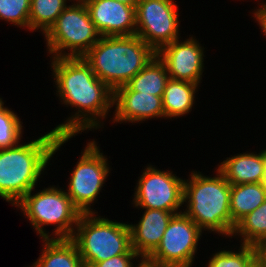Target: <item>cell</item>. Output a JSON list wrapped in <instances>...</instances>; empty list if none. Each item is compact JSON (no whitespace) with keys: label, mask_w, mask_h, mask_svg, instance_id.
<instances>
[{"label":"cell","mask_w":266,"mask_h":267,"mask_svg":"<svg viewBox=\"0 0 266 267\" xmlns=\"http://www.w3.org/2000/svg\"><path fill=\"white\" fill-rule=\"evenodd\" d=\"M50 59L60 102L77 110L52 130L59 136H76L102 128L103 119L113 107V91L95 75L83 57Z\"/></svg>","instance_id":"cell-1"},{"label":"cell","mask_w":266,"mask_h":267,"mask_svg":"<svg viewBox=\"0 0 266 267\" xmlns=\"http://www.w3.org/2000/svg\"><path fill=\"white\" fill-rule=\"evenodd\" d=\"M73 137L59 136L51 130L38 139L1 149L0 197L15 207L29 191L35 189L51 158Z\"/></svg>","instance_id":"cell-2"},{"label":"cell","mask_w":266,"mask_h":267,"mask_svg":"<svg viewBox=\"0 0 266 267\" xmlns=\"http://www.w3.org/2000/svg\"><path fill=\"white\" fill-rule=\"evenodd\" d=\"M215 176H205L192 171L184 180L183 212L204 232H212L222 237L232 238V218L230 213L231 184L217 169Z\"/></svg>","instance_id":"cell-3"},{"label":"cell","mask_w":266,"mask_h":267,"mask_svg":"<svg viewBox=\"0 0 266 267\" xmlns=\"http://www.w3.org/2000/svg\"><path fill=\"white\" fill-rule=\"evenodd\" d=\"M157 53L139 36H102L83 56L112 91L126 85Z\"/></svg>","instance_id":"cell-4"},{"label":"cell","mask_w":266,"mask_h":267,"mask_svg":"<svg viewBox=\"0 0 266 267\" xmlns=\"http://www.w3.org/2000/svg\"><path fill=\"white\" fill-rule=\"evenodd\" d=\"M34 190L29 191L15 206L27 217L40 238L71 239L81 211L59 186H49L32 194ZM50 225L55 226L53 235L44 228Z\"/></svg>","instance_id":"cell-5"},{"label":"cell","mask_w":266,"mask_h":267,"mask_svg":"<svg viewBox=\"0 0 266 267\" xmlns=\"http://www.w3.org/2000/svg\"><path fill=\"white\" fill-rule=\"evenodd\" d=\"M96 214L82 213L71 237L85 267L117 255L137 254L132 249L128 223Z\"/></svg>","instance_id":"cell-6"},{"label":"cell","mask_w":266,"mask_h":267,"mask_svg":"<svg viewBox=\"0 0 266 267\" xmlns=\"http://www.w3.org/2000/svg\"><path fill=\"white\" fill-rule=\"evenodd\" d=\"M50 58L83 57L102 37L85 3H72L44 35ZM67 52H66V51Z\"/></svg>","instance_id":"cell-7"},{"label":"cell","mask_w":266,"mask_h":267,"mask_svg":"<svg viewBox=\"0 0 266 267\" xmlns=\"http://www.w3.org/2000/svg\"><path fill=\"white\" fill-rule=\"evenodd\" d=\"M96 143L94 140L87 142L71 171L68 188L65 190L81 213H95L91 204L98 198L111 170L107 156L100 151Z\"/></svg>","instance_id":"cell-8"},{"label":"cell","mask_w":266,"mask_h":267,"mask_svg":"<svg viewBox=\"0 0 266 267\" xmlns=\"http://www.w3.org/2000/svg\"><path fill=\"white\" fill-rule=\"evenodd\" d=\"M202 233L184 212L174 214L160 244L144 262L154 267H191Z\"/></svg>","instance_id":"cell-9"},{"label":"cell","mask_w":266,"mask_h":267,"mask_svg":"<svg viewBox=\"0 0 266 267\" xmlns=\"http://www.w3.org/2000/svg\"><path fill=\"white\" fill-rule=\"evenodd\" d=\"M134 188L133 207L138 209H159L171 213L183 212L184 180L173 171H162L147 165Z\"/></svg>","instance_id":"cell-10"},{"label":"cell","mask_w":266,"mask_h":267,"mask_svg":"<svg viewBox=\"0 0 266 267\" xmlns=\"http://www.w3.org/2000/svg\"><path fill=\"white\" fill-rule=\"evenodd\" d=\"M177 8L174 0H140L136 7V35L156 53L180 39Z\"/></svg>","instance_id":"cell-11"},{"label":"cell","mask_w":266,"mask_h":267,"mask_svg":"<svg viewBox=\"0 0 266 267\" xmlns=\"http://www.w3.org/2000/svg\"><path fill=\"white\" fill-rule=\"evenodd\" d=\"M204 50L195 37L185 41L176 39L163 46L157 56L164 62L169 77L200 84L204 72Z\"/></svg>","instance_id":"cell-12"},{"label":"cell","mask_w":266,"mask_h":267,"mask_svg":"<svg viewBox=\"0 0 266 267\" xmlns=\"http://www.w3.org/2000/svg\"><path fill=\"white\" fill-rule=\"evenodd\" d=\"M85 5L101 36L136 35V8L116 0H86Z\"/></svg>","instance_id":"cell-13"},{"label":"cell","mask_w":266,"mask_h":267,"mask_svg":"<svg viewBox=\"0 0 266 267\" xmlns=\"http://www.w3.org/2000/svg\"><path fill=\"white\" fill-rule=\"evenodd\" d=\"M113 123H141L164 118L162 97L133 91L127 84L113 91Z\"/></svg>","instance_id":"cell-14"},{"label":"cell","mask_w":266,"mask_h":267,"mask_svg":"<svg viewBox=\"0 0 266 267\" xmlns=\"http://www.w3.org/2000/svg\"><path fill=\"white\" fill-rule=\"evenodd\" d=\"M177 213L145 209L138 224H128L132 249L145 260L160 244L172 216Z\"/></svg>","instance_id":"cell-15"},{"label":"cell","mask_w":266,"mask_h":267,"mask_svg":"<svg viewBox=\"0 0 266 267\" xmlns=\"http://www.w3.org/2000/svg\"><path fill=\"white\" fill-rule=\"evenodd\" d=\"M231 185L263 183L265 175L264 150L245 152L227 157L217 168Z\"/></svg>","instance_id":"cell-16"},{"label":"cell","mask_w":266,"mask_h":267,"mask_svg":"<svg viewBox=\"0 0 266 267\" xmlns=\"http://www.w3.org/2000/svg\"><path fill=\"white\" fill-rule=\"evenodd\" d=\"M188 81L169 78L162 97L164 118L175 119L188 115L195 103V95L200 87Z\"/></svg>","instance_id":"cell-17"},{"label":"cell","mask_w":266,"mask_h":267,"mask_svg":"<svg viewBox=\"0 0 266 267\" xmlns=\"http://www.w3.org/2000/svg\"><path fill=\"white\" fill-rule=\"evenodd\" d=\"M41 240L42 253L31 267H85L77 246L71 239Z\"/></svg>","instance_id":"cell-18"},{"label":"cell","mask_w":266,"mask_h":267,"mask_svg":"<svg viewBox=\"0 0 266 267\" xmlns=\"http://www.w3.org/2000/svg\"><path fill=\"white\" fill-rule=\"evenodd\" d=\"M265 200L266 185L264 183L231 185L230 213L232 234L236 224L247 214L258 208Z\"/></svg>","instance_id":"cell-19"},{"label":"cell","mask_w":266,"mask_h":267,"mask_svg":"<svg viewBox=\"0 0 266 267\" xmlns=\"http://www.w3.org/2000/svg\"><path fill=\"white\" fill-rule=\"evenodd\" d=\"M169 74L164 62L157 56L138 73L127 85L133 90L163 97Z\"/></svg>","instance_id":"cell-20"},{"label":"cell","mask_w":266,"mask_h":267,"mask_svg":"<svg viewBox=\"0 0 266 267\" xmlns=\"http://www.w3.org/2000/svg\"><path fill=\"white\" fill-rule=\"evenodd\" d=\"M67 7V0H31L29 30L45 35Z\"/></svg>","instance_id":"cell-21"},{"label":"cell","mask_w":266,"mask_h":267,"mask_svg":"<svg viewBox=\"0 0 266 267\" xmlns=\"http://www.w3.org/2000/svg\"><path fill=\"white\" fill-rule=\"evenodd\" d=\"M237 235L241 244L246 245H253L266 236V200L236 224L232 238Z\"/></svg>","instance_id":"cell-22"},{"label":"cell","mask_w":266,"mask_h":267,"mask_svg":"<svg viewBox=\"0 0 266 267\" xmlns=\"http://www.w3.org/2000/svg\"><path fill=\"white\" fill-rule=\"evenodd\" d=\"M207 267H255V253L252 245L240 244L239 249L215 252Z\"/></svg>","instance_id":"cell-23"},{"label":"cell","mask_w":266,"mask_h":267,"mask_svg":"<svg viewBox=\"0 0 266 267\" xmlns=\"http://www.w3.org/2000/svg\"><path fill=\"white\" fill-rule=\"evenodd\" d=\"M21 119L8 107L0 108V150L16 146L24 132Z\"/></svg>","instance_id":"cell-24"},{"label":"cell","mask_w":266,"mask_h":267,"mask_svg":"<svg viewBox=\"0 0 266 267\" xmlns=\"http://www.w3.org/2000/svg\"><path fill=\"white\" fill-rule=\"evenodd\" d=\"M31 0H0V20L29 31Z\"/></svg>","instance_id":"cell-25"},{"label":"cell","mask_w":266,"mask_h":267,"mask_svg":"<svg viewBox=\"0 0 266 267\" xmlns=\"http://www.w3.org/2000/svg\"><path fill=\"white\" fill-rule=\"evenodd\" d=\"M139 258L140 256L138 254H122L102 262L94 263L90 267H134L136 265L133 263L135 259L136 261L139 260L135 267H139L144 262L142 258Z\"/></svg>","instance_id":"cell-26"},{"label":"cell","mask_w":266,"mask_h":267,"mask_svg":"<svg viewBox=\"0 0 266 267\" xmlns=\"http://www.w3.org/2000/svg\"><path fill=\"white\" fill-rule=\"evenodd\" d=\"M252 246L255 253V266L266 267V236L259 239Z\"/></svg>","instance_id":"cell-27"},{"label":"cell","mask_w":266,"mask_h":267,"mask_svg":"<svg viewBox=\"0 0 266 267\" xmlns=\"http://www.w3.org/2000/svg\"><path fill=\"white\" fill-rule=\"evenodd\" d=\"M258 9H254V18L258 22L259 27L261 28L263 35L266 36V3L263 1L259 3Z\"/></svg>","instance_id":"cell-28"},{"label":"cell","mask_w":266,"mask_h":267,"mask_svg":"<svg viewBox=\"0 0 266 267\" xmlns=\"http://www.w3.org/2000/svg\"><path fill=\"white\" fill-rule=\"evenodd\" d=\"M116 1L125 3L129 6L136 8L140 0H116Z\"/></svg>","instance_id":"cell-29"},{"label":"cell","mask_w":266,"mask_h":267,"mask_svg":"<svg viewBox=\"0 0 266 267\" xmlns=\"http://www.w3.org/2000/svg\"><path fill=\"white\" fill-rule=\"evenodd\" d=\"M264 160H265V170H264L265 178L263 183L266 185V149H264Z\"/></svg>","instance_id":"cell-30"},{"label":"cell","mask_w":266,"mask_h":267,"mask_svg":"<svg viewBox=\"0 0 266 267\" xmlns=\"http://www.w3.org/2000/svg\"><path fill=\"white\" fill-rule=\"evenodd\" d=\"M139 267H154V266H151L147 264L146 262H143Z\"/></svg>","instance_id":"cell-31"},{"label":"cell","mask_w":266,"mask_h":267,"mask_svg":"<svg viewBox=\"0 0 266 267\" xmlns=\"http://www.w3.org/2000/svg\"><path fill=\"white\" fill-rule=\"evenodd\" d=\"M68 1H73L74 3H75V1H76V3H85L86 2V0H68Z\"/></svg>","instance_id":"cell-32"},{"label":"cell","mask_w":266,"mask_h":267,"mask_svg":"<svg viewBox=\"0 0 266 267\" xmlns=\"http://www.w3.org/2000/svg\"><path fill=\"white\" fill-rule=\"evenodd\" d=\"M4 106V101L3 99L0 97V108H2Z\"/></svg>","instance_id":"cell-33"}]
</instances>
